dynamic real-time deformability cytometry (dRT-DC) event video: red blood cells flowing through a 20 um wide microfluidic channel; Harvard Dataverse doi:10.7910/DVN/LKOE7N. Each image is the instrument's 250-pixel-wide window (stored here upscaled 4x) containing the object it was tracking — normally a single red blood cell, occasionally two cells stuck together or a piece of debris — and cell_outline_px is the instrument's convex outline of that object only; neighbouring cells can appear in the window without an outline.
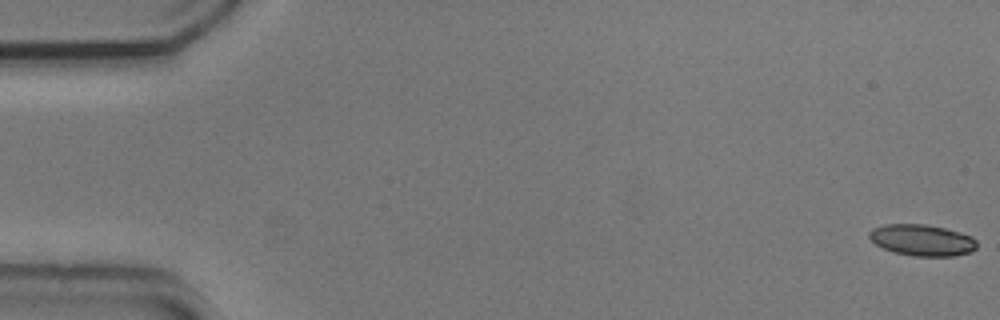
{"species": "common noctule bat (a hibernating species)", "species_latin": "Nyctalus noctula", "temperature_condition": "cold", "stored_images_in_passage": 23, "camera_frame_rate_fps": 3000, "um_per_image_px": 0.085, "animal": {"sex": "male", "body_mass_g": 20.5, "forearm_length_mm": 52.5}, "frame": {"image": 1, "passage_image": 1, "time_ms": 0.0, "image_size_px": [1000, 320], "cell_outline_px": [[976, 248], [972, 252], [956, 256], [916, 256], [892, 252], [876, 244], [868, 236], [868, 232], [872, 228], [888, 224], [924, 224], [944, 228], [960, 232], [972, 236], [976, 240]], "centroid_in_image_um": [78.39, 20.41], "position_along_channel_um": 6.6, "area_um2": 19.71}}
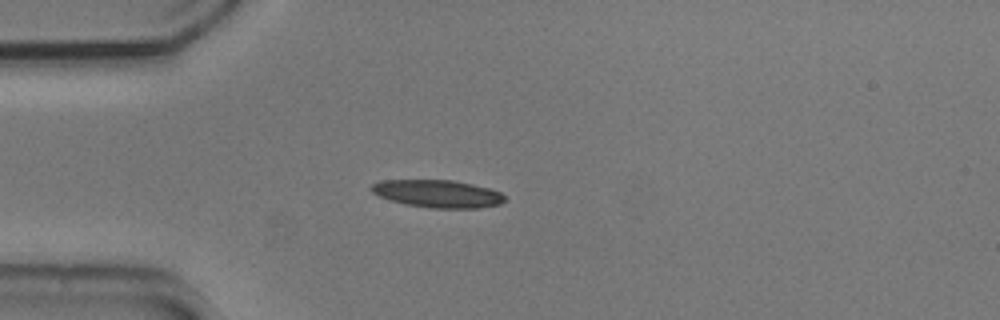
{"frame": {"image": 2, "passage_image": 15, "time_ms": 4.667, "image_size_px": [1000, 320], "cell_outline_px": [[504, 200], [500, 204], [480, 208], [432, 208], [404, 204], [388, 200], [372, 192], [368, 188], [372, 184], [380, 180], [452, 180], [472, 184], [488, 188], [500, 192], [504, 196]], "centroid_in_image_um": [37.16, 16.46], "position_along_channel_um": 47.8, "area_um2": 21.5}}